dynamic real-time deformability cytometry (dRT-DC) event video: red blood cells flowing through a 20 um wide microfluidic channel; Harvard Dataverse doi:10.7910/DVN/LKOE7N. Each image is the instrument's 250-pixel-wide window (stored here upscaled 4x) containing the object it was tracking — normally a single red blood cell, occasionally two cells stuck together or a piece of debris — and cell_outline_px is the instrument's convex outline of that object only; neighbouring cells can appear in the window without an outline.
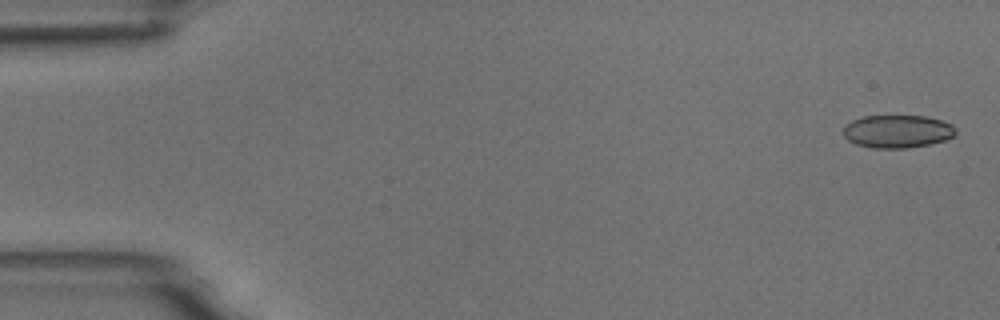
{"species": "common noctule bat (a hibernating species)", "species_latin": "Nyctalus noctula", "temperature_condition": "room temperature", "stored_images_in_passage": 5, "camera_frame_rate_fps": 3000, "um_per_image_px": 0.085, "animal": {"sex": "male", "body_mass_g": 18.8}, "frame": {"image": 1, "passage_image": 1, "time_ms": 0.0, "image_size_px": [1000, 320], "cell_outline_px": [[956, 132], [952, 136], [944, 140], [928, 144], [908, 148], [872, 148], [856, 144], [848, 140], [844, 136], [844, 124], [852, 120], [864, 116], [928, 116], [952, 124], [956, 128]], "centroid_in_image_um": [76.26, 11.16], "position_along_channel_um": 8.7, "area_um2": 21.56}}
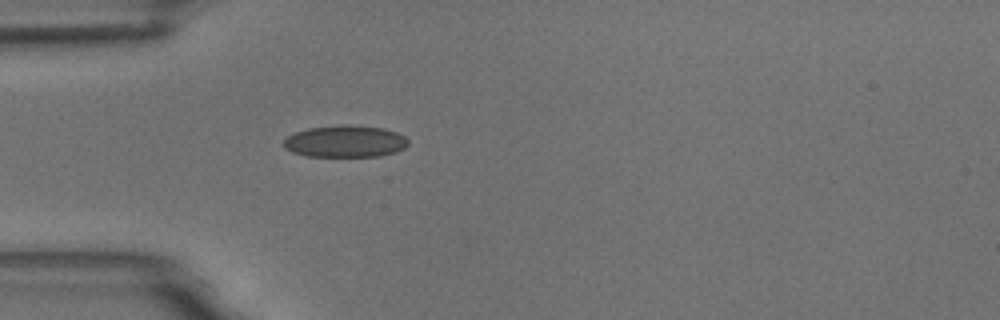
{"frame": {"image": 2, "passage_image": 5, "time_ms": 4.667, "image_size_px": [1000, 320], "cell_outline_px": [[408, 144], [404, 148], [396, 152], [380, 156], [304, 156], [292, 152], [284, 148], [284, 140], [288, 136], [296, 132], [308, 128], [340, 124], [348, 124], [384, 128], [396, 132], [404, 136], [408, 140]], "centroid_in_image_um": [29.34, 12.01], "position_along_channel_um": 55.7, "area_um2": 23.29}}